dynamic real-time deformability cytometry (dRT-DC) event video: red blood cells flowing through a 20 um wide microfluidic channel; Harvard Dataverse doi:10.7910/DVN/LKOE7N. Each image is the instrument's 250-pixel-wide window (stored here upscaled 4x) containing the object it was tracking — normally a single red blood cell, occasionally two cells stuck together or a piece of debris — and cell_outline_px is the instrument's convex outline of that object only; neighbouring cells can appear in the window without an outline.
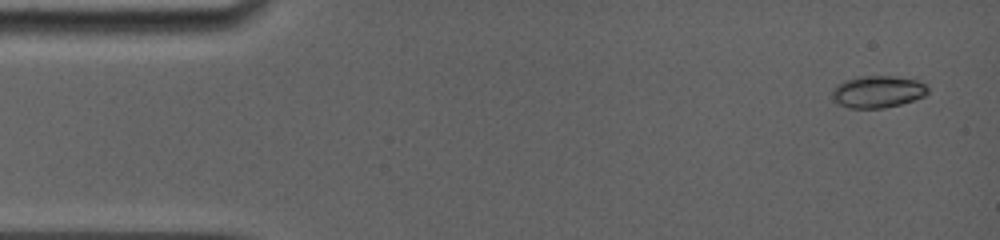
{"species": "common noctule bat (a hibernating species)", "species_latin": "Nyctalus noctula", "temperature_condition": "room temperature", "stored_images_in_passage": 6, "camera_frame_rate_fps": 5000, "um_per_image_px": 0.085, "animal": {"sex": "female", "body_mass_g": 19.0, "forearm_length_mm": 56.7}, "frame": {"image": 1, "passage_image": 1, "time_ms": 0.0, "image_size_px": [1000, 240], "cell_outline_px": [[928, 92], [924, 96], [900, 104], [884, 108], [848, 108], [832, 100], [832, 88], [836, 84], [844, 80], [860, 76], [892, 76], [916, 80], [924, 84], [928, 88]], "centroid_in_image_um": [74.55, 7.79], "position_along_channel_um": 10.4, "area_um2": 17.86}}
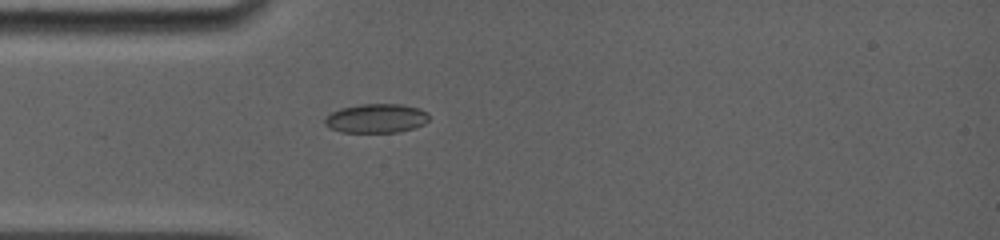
{"frame": {"image": 2, "passage_image": 6, "time_ms": 3.8, "image_size_px": [1000, 240], "cell_outline_px": [[428, 120], [424, 124], [400, 132], [340, 132], [328, 128], [324, 124], [324, 116], [340, 108], [360, 104], [400, 104], [420, 108], [428, 112]], "centroid_in_image_um": [31.95, 10.06], "position_along_channel_um": 53.1, "area_um2": 17.86}}